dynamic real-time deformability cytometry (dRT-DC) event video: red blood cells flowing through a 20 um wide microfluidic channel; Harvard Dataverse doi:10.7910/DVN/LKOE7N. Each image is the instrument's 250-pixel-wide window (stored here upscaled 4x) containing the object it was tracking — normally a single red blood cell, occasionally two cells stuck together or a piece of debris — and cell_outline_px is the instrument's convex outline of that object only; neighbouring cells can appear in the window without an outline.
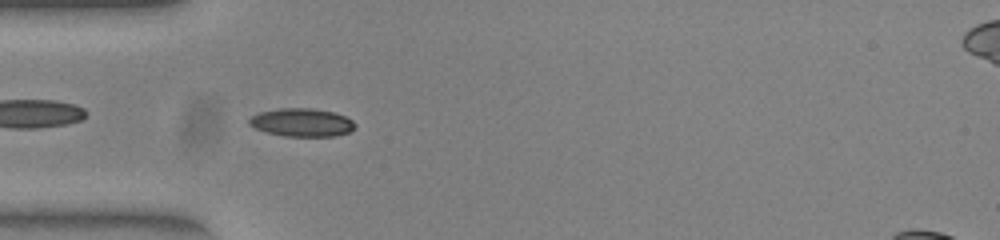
{"species": "common noctule bat (a hibernating species)", "species_latin": "Nyctalus noctula", "temperature_condition": "warm", "stored_images_in_passage": 35, "camera_frame_rate_fps": 3000, "um_per_image_px": 0.085, "animal": {"sex": "female", "body_mass_g": 23.0, "forearm_length_mm": 53.4}, "frame": {"image": 1, "passage_image": 2, "time_ms": 0.333, "image_size_px": [1000, 240], "cell_outline_px": [[356, 128], [348, 132], [336, 136], [284, 136], [268, 132], [256, 128], [248, 124], [248, 120], [252, 116], [260, 112], [280, 108], [312, 108], [332, 112], [344, 116], [352, 120], [356, 124]], "centroid_in_image_um": [25.67, 10.41], "position_along_channel_um": 59.3, "area_um2": 17.28}}
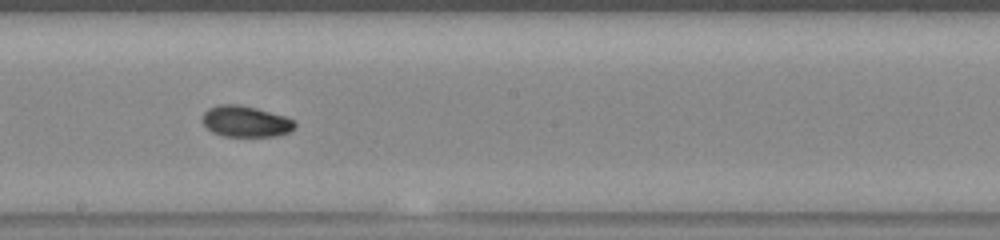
{"frame": {"image": 2, "passage_image": 15, "time_ms": 4.667, "image_size_px": [1000, 240], "cell_outline_px": [[296, 124], [288, 132], [276, 136], [224, 136], [212, 132], [204, 124], [204, 112], [208, 108], [220, 104], [236, 104], [256, 108], [284, 116], [292, 120]], "centroid_in_image_um": [20.86, 10.32], "position_along_channel_um": 227.3, "area_um2": 16.42}}
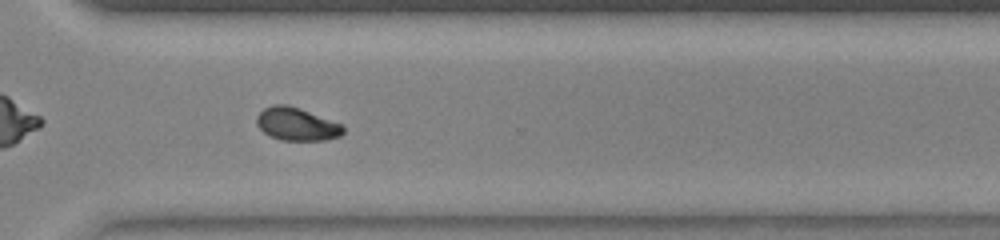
{"frame": {"image": 3, "passage_image": 24, "time_ms": 7.667, "image_size_px": [1000, 240], "cell_outline_px": [[344, 132], [340, 136], [324, 140], [280, 140], [268, 136], [256, 124], [256, 116], [264, 108], [272, 104], [288, 104], [300, 108], [344, 124]], "centroid_in_image_um": [25.22, 10.54], "position_along_channel_um": 345.4, "area_um2": 16.88}, "authors_computed_cell_mechanics": {"area_um2": 16.8776, "velocity_mm_per_s": 3.9325, "shape_relaxation_time_tau1_ms": 3.9899, "shape_relaxation_time_tau2_ms": 3.6075, "deformation_change_tau1": 0.154, "deformation_change_tau2": 0.0646}}